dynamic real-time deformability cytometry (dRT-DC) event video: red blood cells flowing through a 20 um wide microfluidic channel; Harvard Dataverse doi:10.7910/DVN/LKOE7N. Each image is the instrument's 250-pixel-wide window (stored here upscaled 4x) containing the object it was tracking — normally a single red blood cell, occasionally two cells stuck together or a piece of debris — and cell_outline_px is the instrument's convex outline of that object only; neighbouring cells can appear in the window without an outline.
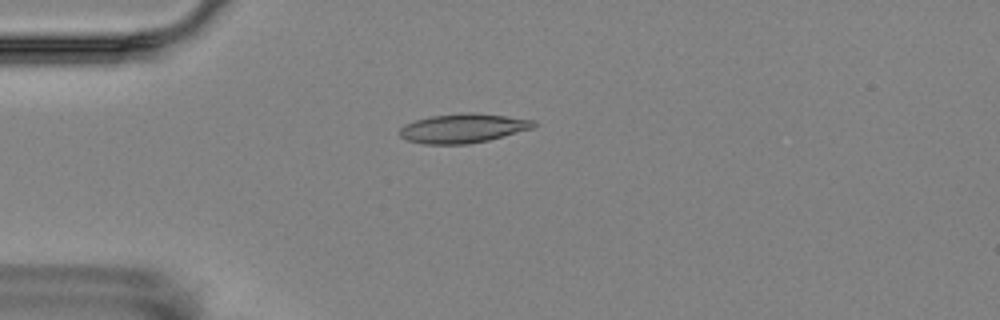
{"species": "Egyptian fruit bat (a non-hibernating species)", "species_latin": "Rousettus aegyptiacus", "temperature_condition": "room temperature", "stored_images_in_passage": 2, "camera_frame_rate_fps": 3000, "um_per_image_px": 0.085, "animal": {"sex": "female"}, "frame": {"image": 1, "passage_image": 2, "time_ms": 1.0, "image_size_px": [1000, 320], "cell_outline_px": [[536, 124], [532, 128], [488, 140], [468, 144], [424, 144], [408, 140], [400, 136], [400, 128], [404, 124], [428, 116], [468, 112], [504, 116], [536, 120]], "centroid_in_image_um": [39.33, 10.9], "position_along_channel_um": 45.7, "area_um2": 22.6}}